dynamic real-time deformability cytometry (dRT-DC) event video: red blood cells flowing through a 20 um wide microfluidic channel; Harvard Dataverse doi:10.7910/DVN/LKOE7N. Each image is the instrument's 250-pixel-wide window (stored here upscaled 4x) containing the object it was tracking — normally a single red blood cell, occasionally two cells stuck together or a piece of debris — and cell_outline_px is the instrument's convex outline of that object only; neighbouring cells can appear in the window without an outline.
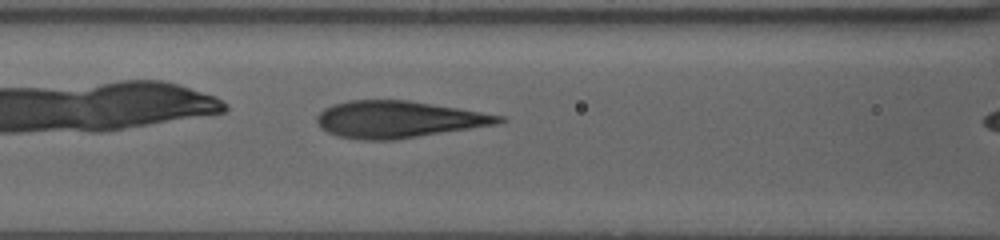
{"species": "human", "species_latin": "Homo sapiens", "temperature_condition": "warm", "stored_images_in_passage": 18, "camera_frame_rate_fps": 3000, "um_per_image_px": 0.085, "donor": {"sex": "female"}, "frame": {"image": 1, "passage_image": 8, "time_ms": 2.667, "image_size_px": [1000, 240], "cell_outline_px": [[508, 120], [496, 124], [396, 140], [360, 140], [336, 136], [320, 128], [316, 120], [316, 116], [324, 108], [332, 104], [348, 100], [404, 100], [456, 108], [504, 116]], "centroid_in_image_um": [33.8, 10.16], "position_along_channel_um": 132.8, "area_um2": 38.96}}
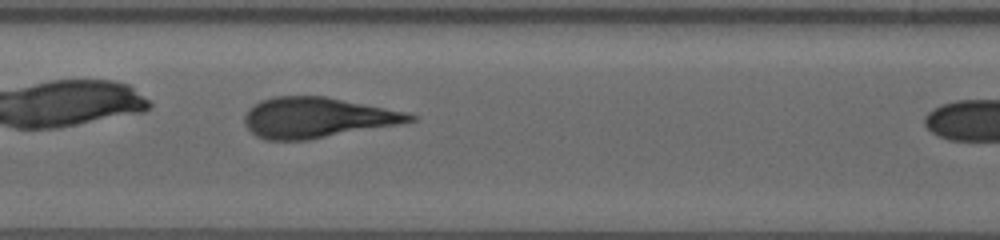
{"frame": {"image": 2, "passage_image": 13, "time_ms": 4.333, "image_size_px": [1000, 240], "cell_outline_px": [[416, 120], [396, 124], [308, 140], [268, 140], [256, 136], [248, 128], [244, 120], [244, 116], [248, 108], [260, 100], [276, 96], [324, 96], [404, 112], [416, 116]], "centroid_in_image_um": [26.86, 9.99], "position_along_channel_um": 180.5, "area_um2": 38.32}}